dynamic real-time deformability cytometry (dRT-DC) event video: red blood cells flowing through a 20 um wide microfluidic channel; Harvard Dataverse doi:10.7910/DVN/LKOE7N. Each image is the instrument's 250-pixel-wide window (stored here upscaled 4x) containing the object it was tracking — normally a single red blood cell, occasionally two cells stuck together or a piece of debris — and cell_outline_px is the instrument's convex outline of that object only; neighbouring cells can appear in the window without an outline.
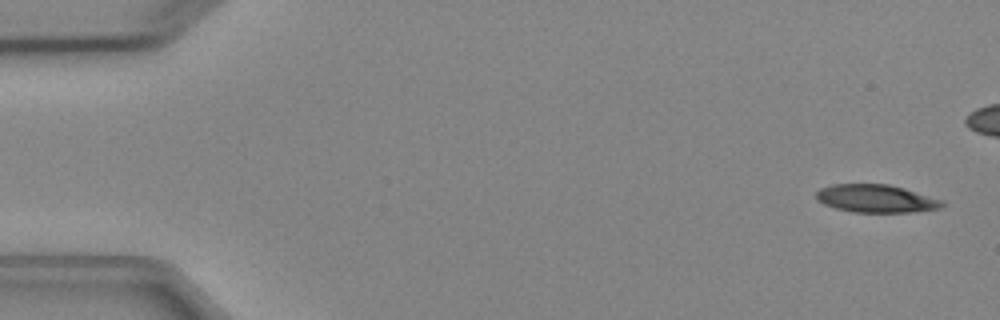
{"species": "Egyptian fruit bat (a non-hibernating species)", "species_latin": "Rousettus aegyptiacus", "temperature_condition": "cold", "stored_images_in_passage": 7, "camera_frame_rate_fps": 3000, "um_per_image_px": 0.085, "animal": {"sex": "female"}, "frame": {"image": 1, "passage_image": 1, "time_ms": 0.0, "image_size_px": [1000, 320], "cell_outline_px": [[944, 208], [912, 212], [852, 212], [836, 208], [824, 204], [816, 200], [816, 192], [820, 188], [832, 184], [888, 184], [904, 188], [944, 200]], "centroid_in_image_um": [74.48, 16.88], "position_along_channel_um": 10.5, "area_um2": 20.63}}